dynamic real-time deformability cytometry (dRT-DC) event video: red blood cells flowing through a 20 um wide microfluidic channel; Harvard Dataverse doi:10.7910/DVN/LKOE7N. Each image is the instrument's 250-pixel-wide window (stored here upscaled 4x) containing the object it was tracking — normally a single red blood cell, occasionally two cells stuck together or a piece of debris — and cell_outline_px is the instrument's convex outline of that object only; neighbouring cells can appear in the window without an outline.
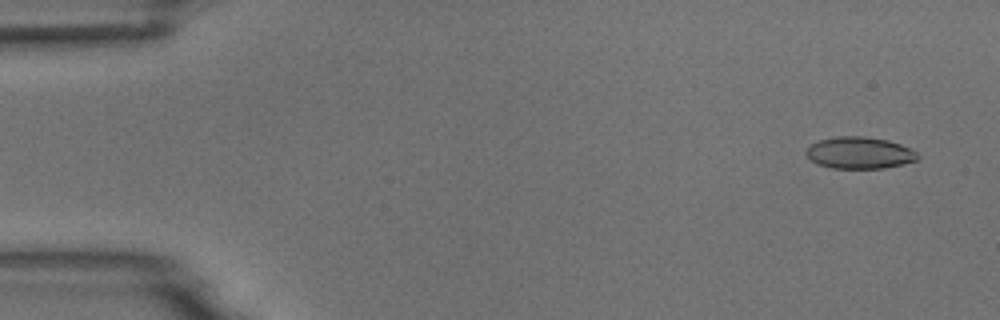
{"species": "common noctule bat (a hibernating species)", "species_latin": "Nyctalus noctula", "temperature_condition": "room temperature", "stored_images_in_passage": 4, "camera_frame_rate_fps": 3000, "um_per_image_px": 0.085, "animal": {"sex": "male", "body_mass_g": 18.8}, "frame": {"image": 1, "passage_image": 4, "time_ms": 4.333, "image_size_px": [1000, 320], "cell_outline_px": [[920, 156], [916, 160], [904, 164], [884, 168], [832, 168], [816, 164], [804, 152], [812, 144], [820, 140], [836, 136], [864, 136], [888, 140], [900, 144], [916, 152]], "centroid_in_image_um": [73.06, 12.99], "position_along_channel_um": 11.9, "area_um2": 20.58}}